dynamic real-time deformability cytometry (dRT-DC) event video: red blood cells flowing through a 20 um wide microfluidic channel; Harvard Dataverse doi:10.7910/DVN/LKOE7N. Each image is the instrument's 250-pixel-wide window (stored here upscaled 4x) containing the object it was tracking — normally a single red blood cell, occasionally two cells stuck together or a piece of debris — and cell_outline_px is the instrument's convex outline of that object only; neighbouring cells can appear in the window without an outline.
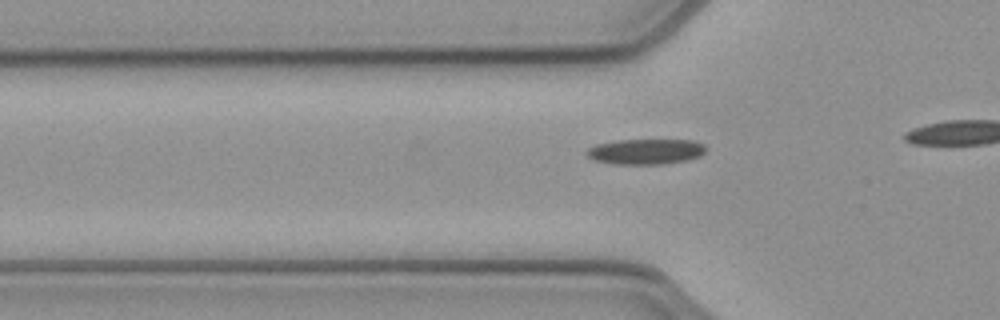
{"species": "common noctule bat (a hibernating species)", "species_latin": "Nyctalus noctula", "temperature_condition": "cold", "stored_images_in_passage": 19, "camera_frame_rate_fps": 3000, "um_per_image_px": 0.085, "animal": {"sex": "female", "body_mass_g": 21.9}, "frame": {"image": 1, "passage_image": 11, "time_ms": 3.333, "image_size_px": [1000, 320], "cell_outline_px": [[708, 148], [700, 156], [688, 160], [664, 164], [612, 164], [596, 160], [588, 156], [584, 152], [588, 148], [596, 144], [620, 140], [692, 140], [704, 144]], "centroid_in_image_um": [54.91, 12.88], "position_along_channel_um": 70.9, "area_um2": 17.74}}